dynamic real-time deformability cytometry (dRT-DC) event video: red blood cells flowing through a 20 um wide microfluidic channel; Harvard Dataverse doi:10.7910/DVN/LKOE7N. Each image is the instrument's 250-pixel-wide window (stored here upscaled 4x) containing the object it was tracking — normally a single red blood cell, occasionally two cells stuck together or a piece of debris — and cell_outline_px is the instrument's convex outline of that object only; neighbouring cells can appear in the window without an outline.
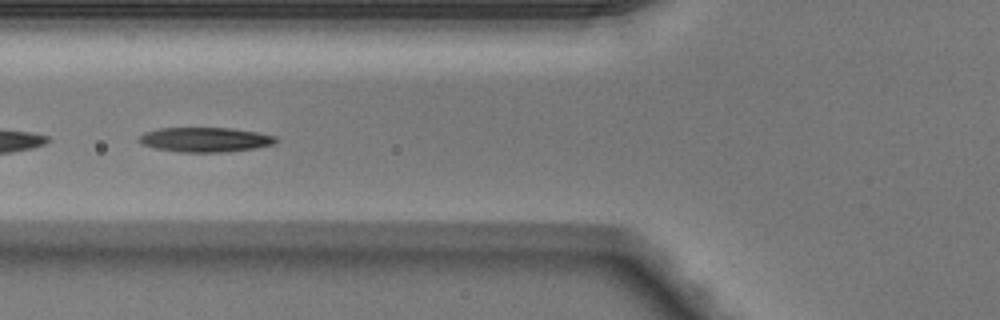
{"species": "Egyptian fruit bat (a non-hibernating species)", "species_latin": "Rousettus aegyptiacus", "temperature_condition": "warm", "stored_images_in_passage": 31, "segment_of_instrument_passage": [2, 2], "camera_frame_rate_fps": 3000, "um_per_image_px": 0.085, "animal": {"sex": "male"}, "frame": {"image": 1, "passage_image": 19, "time_ms": 6.0, "image_size_px": [1000, 320], "cell_outline_px": [[280, 140], [272, 144], [256, 148], [224, 152], [180, 152], [156, 148], [140, 144], [140, 136], [144, 132], [160, 128], [232, 128], [256, 132], [276, 136]], "centroid_in_image_um": [17.46, 11.87], "position_along_channel_um": 108.3, "area_um2": 19.59}}
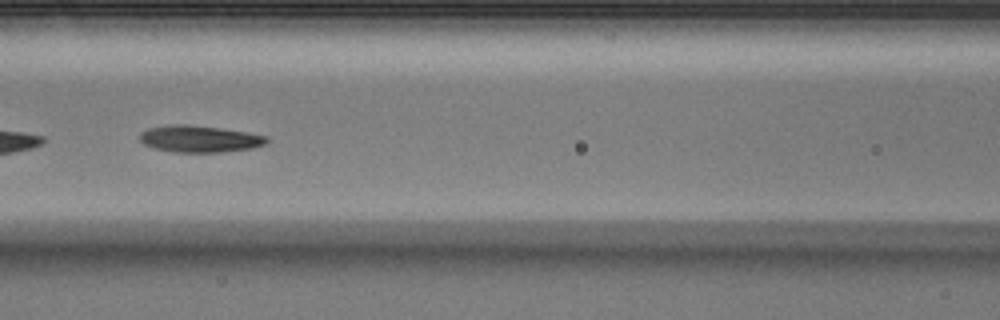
{"frame": {"image": 2, "passage_image": 22, "time_ms": 7.0, "image_size_px": [1000, 320], "cell_outline_px": [[268, 140], [264, 144], [252, 148], [220, 152], [176, 152], [156, 148], [144, 144], [140, 140], [140, 132], [148, 128], [172, 124], [188, 124], [248, 132], [268, 136]], "centroid_in_image_um": [16.96, 11.79], "position_along_channel_um": 149.6, "area_um2": 19.65}}
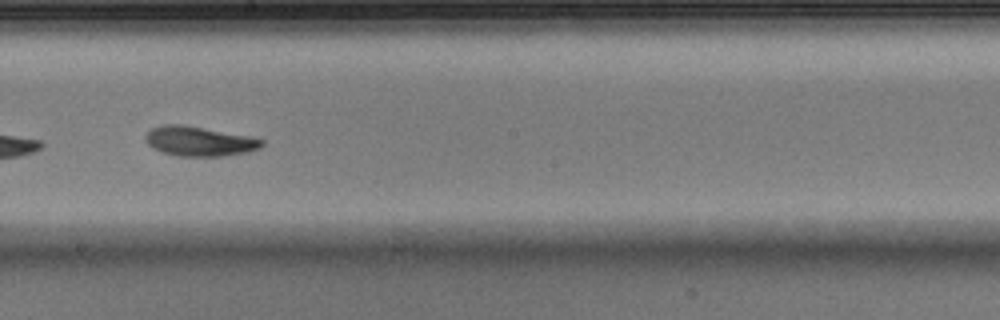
{"frame": {"image": 3, "passage_image": 28, "time_ms": 9.0, "image_size_px": [1000, 320], "cell_outline_px": [[264, 144], [260, 148], [248, 152], [220, 156], [180, 156], [164, 152], [152, 148], [144, 140], [144, 136], [152, 128], [164, 124], [184, 124], [248, 136], [264, 140]], "centroid_in_image_um": [16.92, 12.0], "position_along_channel_um": 231.3, "area_um2": 20.06}}